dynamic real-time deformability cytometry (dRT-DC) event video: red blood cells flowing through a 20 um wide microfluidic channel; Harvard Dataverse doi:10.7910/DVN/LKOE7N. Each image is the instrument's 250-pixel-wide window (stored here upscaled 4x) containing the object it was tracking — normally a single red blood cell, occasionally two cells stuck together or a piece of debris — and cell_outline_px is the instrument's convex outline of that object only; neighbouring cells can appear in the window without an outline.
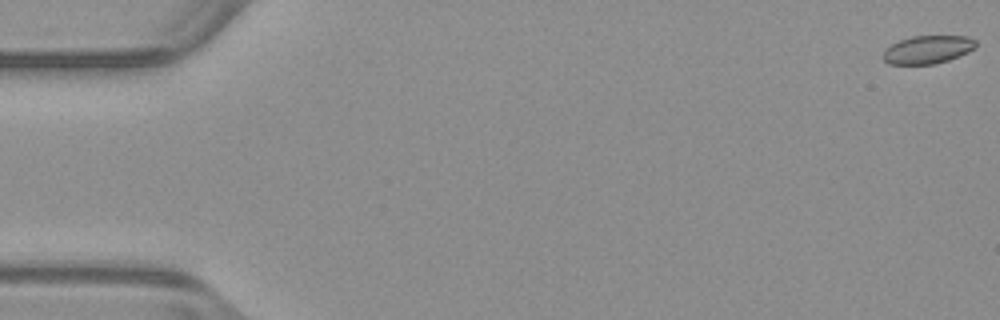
{"species": "common noctule bat (a hibernating species)", "species_latin": "Nyctalus noctula", "temperature_condition": "warm", "stored_images_in_passage": 53, "camera_frame_rate_fps": 3000, "um_per_image_px": 0.085, "animal": {"sex": "male", "body_mass_g": 23.1, "forearm_length_mm": 52.7}, "frame": {"image": 1, "passage_image": 1, "time_ms": 0.0, "image_size_px": [1000, 320], "cell_outline_px": [[976, 48], [968, 52], [948, 60], [936, 64], [888, 64], [880, 56], [884, 48], [900, 40], [912, 36], [968, 36], [976, 40]], "centroid_in_image_um": [78.83, 4.22], "position_along_channel_um": 6.2, "area_um2": 15.37}}
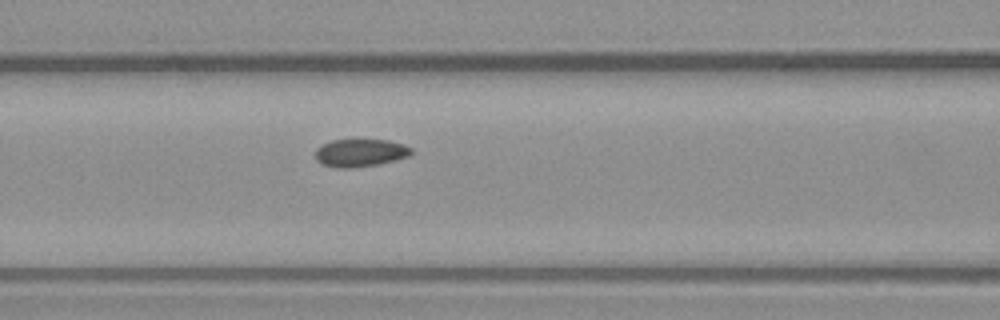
{"frame": {"image": 2, "passage_image": 23, "time_ms": 7.333, "image_size_px": [1000, 320], "cell_outline_px": [[412, 152], [408, 156], [396, 160], [380, 164], [352, 168], [336, 168], [320, 164], [316, 160], [316, 148], [332, 140], [388, 140], [404, 144], [412, 148]], "centroid_in_image_um": [30.62, 13.0], "position_along_channel_um": 136.0, "area_um2": 15.61}}
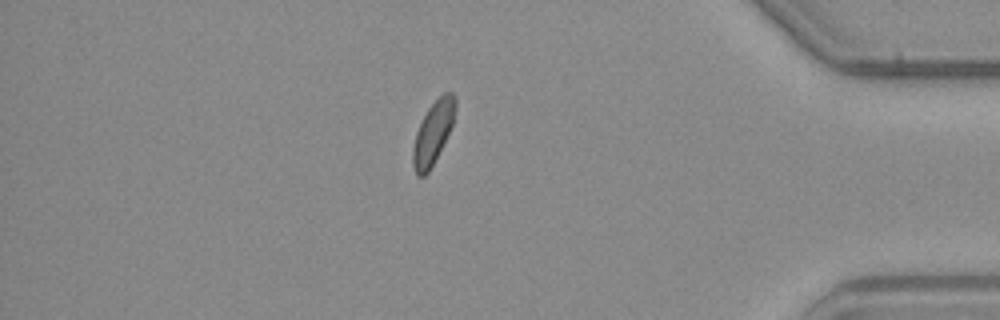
{"frame": {"image": 3, "passage_image": 46, "time_ms": 15.0, "image_size_px": [1000, 320], "cell_outline_px": [[456, 108], [452, 124], [428, 172], [424, 176], [416, 176], [412, 164], [412, 148], [416, 132], [428, 108], [444, 92], [452, 92], [456, 96]], "centroid_in_image_um": [36.79, 11.27], "position_along_channel_um": 398.4, "area_um2": 15.09}, "authors_computed_cell_mechanics": {"area_um2": 15.606, "velocity_mm_per_s": 3.9309, "shape_relaxation_time_tau1_ms": null, "shape_relaxation_time_tau2_ms": 4.6608, "deformation_change_tau1": null, "deformation_change_tau2": 0.0666}}